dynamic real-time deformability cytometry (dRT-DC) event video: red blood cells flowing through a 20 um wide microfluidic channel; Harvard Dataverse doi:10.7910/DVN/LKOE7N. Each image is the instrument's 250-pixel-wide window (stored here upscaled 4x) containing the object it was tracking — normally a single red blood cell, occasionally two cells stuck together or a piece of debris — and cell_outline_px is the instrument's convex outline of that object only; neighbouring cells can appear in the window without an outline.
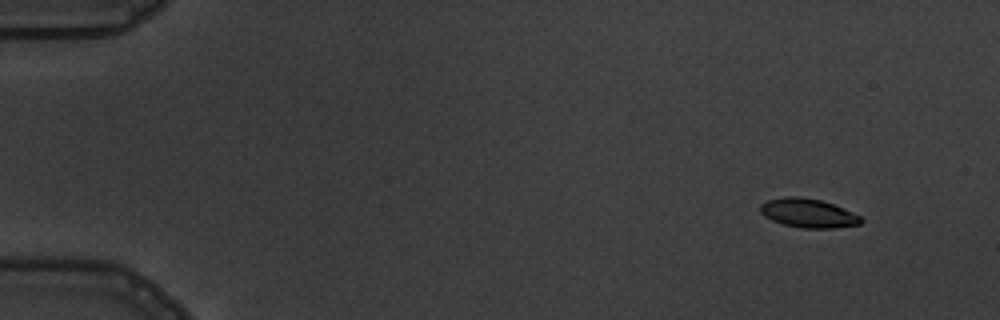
{"species": "common noctule bat (a hibernating species)", "species_latin": "Nyctalus noctula", "temperature_condition": "warm", "stored_images_in_passage": 5, "camera_frame_rate_fps": 3000, "um_per_image_px": 0.085, "animal": {"sex": "male", "body_mass_g": 19.5, "forearm_length_mm": 54.6}, "frame": {"image": 1, "passage_image": 2, "time_ms": 1.0, "image_size_px": [1000, 320], "cell_outline_px": [[864, 220], [860, 224], [832, 228], [800, 228], [784, 224], [772, 220], [764, 216], [760, 212], [760, 204], [768, 200], [784, 196], [796, 196], [820, 200], [832, 204], [852, 212], [860, 216]], "centroid_in_image_um": [68.67, 18.11], "position_along_channel_um": 16.3, "area_um2": 16.88}}
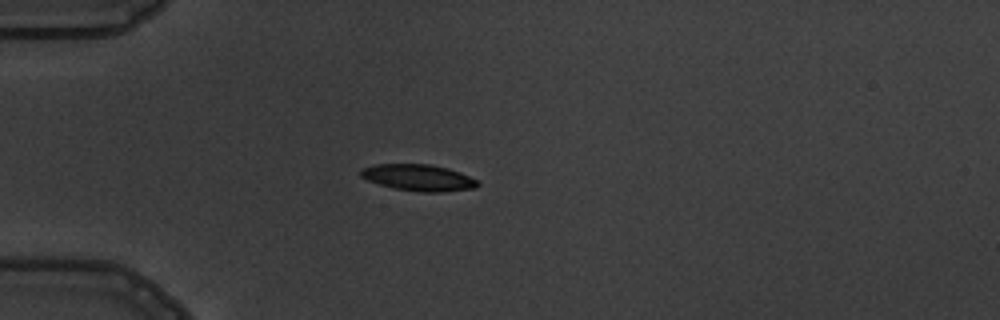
{"frame": {"image": 2, "passage_image": 5, "time_ms": 4.667, "image_size_px": [1000, 320], "cell_outline_px": [[480, 184], [476, 188], [440, 192], [420, 192], [396, 188], [380, 184], [368, 180], [360, 176], [360, 168], [372, 164], [428, 164], [448, 168], [460, 172], [476, 180]], "centroid_in_image_um": [35.55, 15.09], "position_along_channel_um": 49.4, "area_um2": 17.98}}